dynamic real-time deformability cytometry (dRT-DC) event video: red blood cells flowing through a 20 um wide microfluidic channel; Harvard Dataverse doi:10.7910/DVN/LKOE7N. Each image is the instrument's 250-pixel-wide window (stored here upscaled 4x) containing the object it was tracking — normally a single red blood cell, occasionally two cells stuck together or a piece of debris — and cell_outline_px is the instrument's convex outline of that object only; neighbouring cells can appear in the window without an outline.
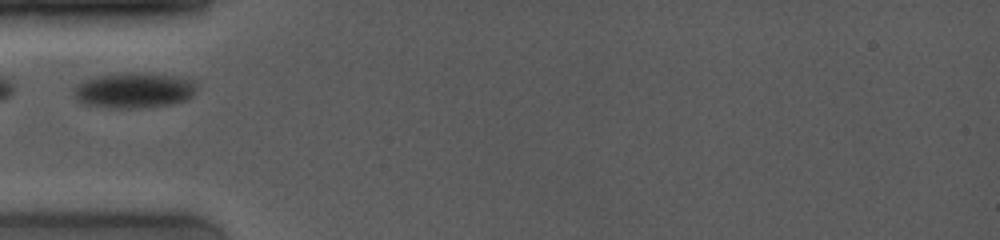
{"species": "common noctule bat (a hibernating species)", "species_latin": "Nyctalus noctula", "temperature_condition": "room temperature", "stored_images_in_passage": 27, "camera_frame_rate_fps": 4000, "um_per_image_px": 0.085, "animal": {"sex": "female", "body_mass_g": 19.0, "forearm_length_mm": 53.3}, "frame": {"image": 1, "passage_image": 1, "time_ms": 0.0, "image_size_px": [1000, 240], "cell_outline_px": [[196, 92], [188, 100], [172, 104], [148, 108], [108, 108], [84, 104], [76, 100], [72, 88], [76, 84], [92, 76], [124, 72], [148, 72], [172, 76], [188, 80], [196, 88]], "centroid_in_image_um": [11.32, 7.68], "position_along_channel_um": 73.7, "area_um2": 25.89}}
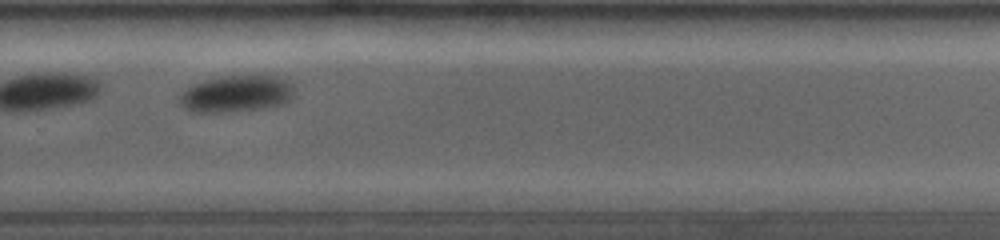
{"frame": {"image": 2, "passage_image": 16, "time_ms": 6.5, "image_size_px": [1000, 240], "cell_outline_px": [[292, 92], [288, 100], [284, 104], [264, 108], [224, 112], [188, 112], [180, 104], [180, 96], [192, 84], [204, 80], [220, 76], [280, 76], [288, 80], [292, 84]], "centroid_in_image_um": [20.07, 7.97], "position_along_channel_um": 309.7, "area_um2": 24.45}}
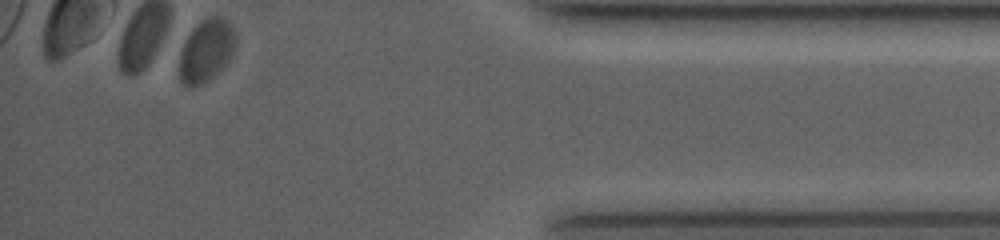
{"frame": {"image": 3, "passage_image": 27, "time_ms": 10.25, "image_size_px": [1000, 240], "cell_outline_px": [[236, 48], [232, 56], [208, 80], [200, 84], [180, 84], [180, 52], [188, 36], [196, 24], [200, 20], [208, 16], [224, 16], [228, 20], [236, 36]], "centroid_in_image_um": [17.56, 4.23], "position_along_channel_um": 417.6, "area_um2": 20.23}}